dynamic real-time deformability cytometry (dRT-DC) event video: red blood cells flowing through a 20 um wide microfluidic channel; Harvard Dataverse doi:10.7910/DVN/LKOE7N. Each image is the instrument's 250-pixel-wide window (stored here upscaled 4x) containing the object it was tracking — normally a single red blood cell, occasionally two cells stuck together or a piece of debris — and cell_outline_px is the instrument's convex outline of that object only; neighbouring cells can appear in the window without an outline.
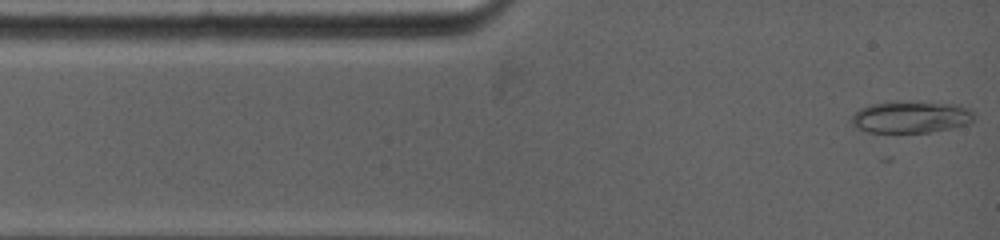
{"species": "common noctule bat (a hibernating species)", "species_latin": "Nyctalus noctula", "temperature_condition": "warm", "stored_images_in_passage": 36, "camera_frame_rate_fps": 5000, "um_per_image_px": 0.085, "animal": {"sex": "female", "body_mass_g": 19.0, "forearm_length_mm": 53.3}, "frame": {"image": 1, "passage_image": 1, "time_ms": 0.0, "image_size_px": [1000, 240], "cell_outline_px": [[972, 124], [932, 132], [868, 132], [860, 128], [852, 120], [852, 116], [860, 108], [876, 104], [948, 104], [964, 108], [972, 112]], "centroid_in_image_um": [77.46, 10.01], "position_along_channel_um": 7.5, "area_um2": 21.27}}
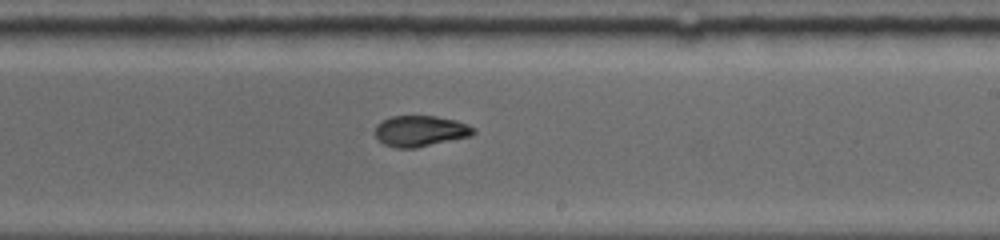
{"frame": {"image": 2, "passage_image": 23, "time_ms": 7.4, "image_size_px": [1000, 240], "cell_outline_px": [[476, 132], [472, 136], [416, 148], [396, 148], [384, 144], [376, 136], [376, 124], [392, 116], [436, 116], [456, 120], [468, 124], [476, 128]], "centroid_in_image_um": [35.78, 11.14], "position_along_channel_um": 253.2, "area_um2": 17.8}}
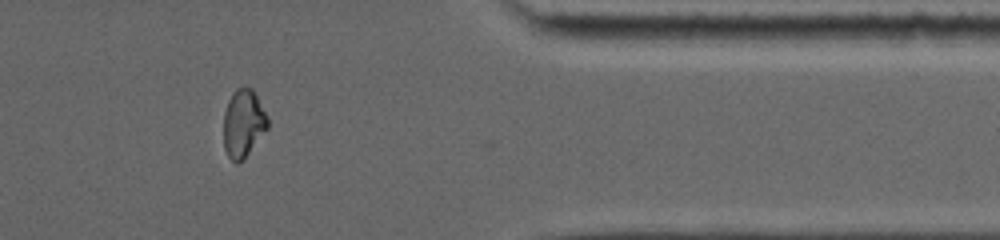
{"frame": {"image": 3, "passage_image": 35, "time_ms": 11.4, "image_size_px": [1000, 240], "cell_outline_px": [[268, 128], [244, 160], [236, 164], [228, 156], [224, 148], [224, 112], [228, 100], [232, 92], [236, 88], [252, 88], [268, 116]], "centroid_in_image_um": [20.68, 10.51], "position_along_channel_um": 390.7, "area_um2": 17.57}, "authors_computed_cell_mechanics": {"area_um2": 18.2937, "velocity_mm_per_s": 3.9227, "shape_relaxation_time_tau1_ms": null, "shape_relaxation_time_tau2_ms": 1.2557, "deformation_change_tau1": null, "deformation_change_tau2": 0.0515}}